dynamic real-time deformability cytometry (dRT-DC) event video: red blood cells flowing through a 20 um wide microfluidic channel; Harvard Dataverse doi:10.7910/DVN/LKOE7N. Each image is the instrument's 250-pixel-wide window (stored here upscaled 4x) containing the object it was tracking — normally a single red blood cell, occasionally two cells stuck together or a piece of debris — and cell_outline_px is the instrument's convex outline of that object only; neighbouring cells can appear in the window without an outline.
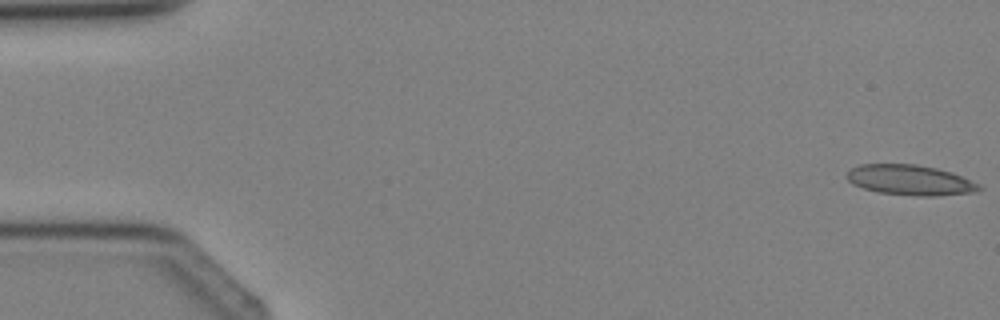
{"species": "Egyptian fruit bat (a non-hibernating species)", "species_latin": "Rousettus aegyptiacus", "temperature_condition": "cold", "stored_images_in_passage": 3, "camera_frame_rate_fps": 3000, "um_per_image_px": 0.085, "animal": {"sex": "female"}, "frame": {"image": 1, "passage_image": 1, "time_ms": 0.0, "image_size_px": [1000, 320], "cell_outline_px": [[984, 188], [976, 192], [936, 196], [916, 196], [876, 192], [852, 184], [848, 180], [848, 172], [852, 168], [860, 164], [916, 164], [936, 168], [952, 172], [980, 184]], "centroid_in_image_um": [77.4, 15.31], "position_along_channel_um": 7.6, "area_um2": 23.41}}